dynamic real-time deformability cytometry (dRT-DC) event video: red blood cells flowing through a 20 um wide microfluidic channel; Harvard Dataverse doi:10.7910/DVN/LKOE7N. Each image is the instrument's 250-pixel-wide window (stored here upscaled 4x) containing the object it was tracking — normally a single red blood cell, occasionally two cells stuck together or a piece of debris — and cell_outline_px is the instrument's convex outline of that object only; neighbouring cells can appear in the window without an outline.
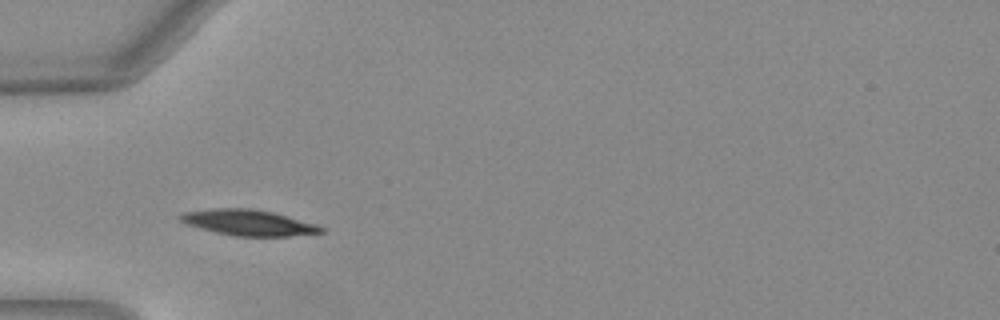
{"species": "Egyptian fruit bat (a non-hibernating species)", "species_latin": "Rousettus aegyptiacus", "temperature_condition": "warm", "stored_images_in_passage": 35, "camera_frame_rate_fps": 3000, "um_per_image_px": 0.085, "animal": {"sex": "female"}, "frame": {"image": 1, "passage_image": 1, "time_ms": 0.0, "image_size_px": [1000, 320], "cell_outline_px": [[324, 232], [288, 236], [232, 236], [200, 228], [188, 224], [180, 220], [176, 216], [184, 212], [212, 208], [252, 208], [272, 212], [312, 224], [324, 228]], "centroid_in_image_um": [21.04, 18.92], "position_along_channel_um": 64.0, "area_um2": 20.81}}
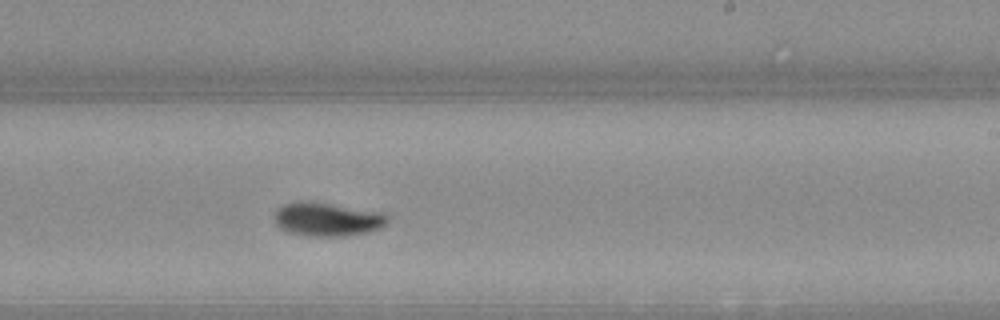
{"frame": {"image": 2, "passage_image": 16, "time_ms": 5.0, "image_size_px": [1000, 320], "cell_outline_px": [[388, 224], [380, 228], [368, 232], [344, 236], [312, 236], [288, 232], [280, 228], [276, 224], [272, 216], [276, 208], [284, 204], [328, 204], [384, 212], [388, 216]], "centroid_in_image_um": [27.85, 18.68], "position_along_channel_um": 261.1, "area_um2": 21.68}}
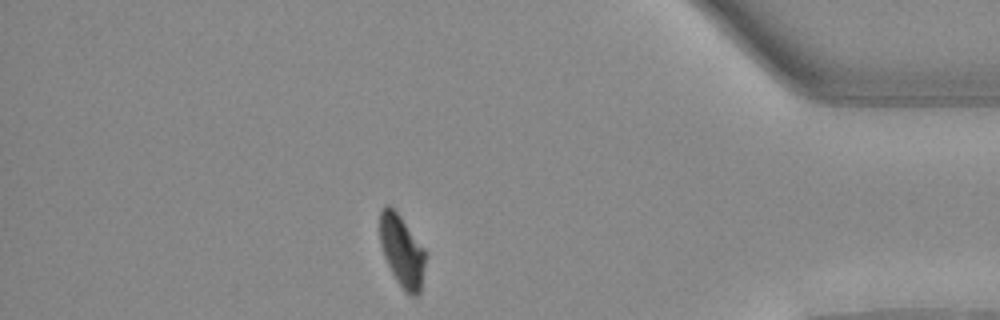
{"frame": {"image": 3, "passage_image": 29, "time_ms": 9.333, "image_size_px": [1000, 320], "cell_outline_px": [[424, 264], [420, 292], [416, 296], [408, 296], [404, 292], [396, 280], [384, 256], [380, 244], [380, 212], [384, 204], [388, 204], [400, 216], [424, 248]], "centroid_in_image_um": [34.14, 21.35], "position_along_channel_um": 401.1, "area_um2": 18.79}, "authors_computed_cell_mechanics": {"area_um2": 20.808, "velocity_mm_per_s": 4.0163, "shape_relaxation_time_tau1_ms": 2.5912, "shape_relaxation_time_tau2_ms": 5.4751, "deformation_change_tau1": 0.1484, "deformation_change_tau2": 0.0786}}